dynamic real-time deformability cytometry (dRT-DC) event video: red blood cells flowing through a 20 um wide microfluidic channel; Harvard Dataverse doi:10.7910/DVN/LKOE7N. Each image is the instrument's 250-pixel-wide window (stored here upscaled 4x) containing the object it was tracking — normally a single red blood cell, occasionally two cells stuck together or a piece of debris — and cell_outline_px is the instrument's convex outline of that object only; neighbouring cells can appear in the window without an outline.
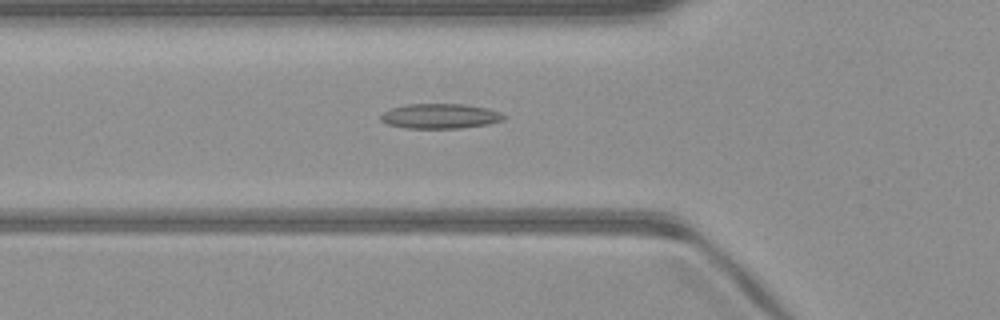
{"species": "common noctule bat (a hibernating species)", "species_latin": "Nyctalus noctula", "temperature_condition": "warm", "stored_images_in_passage": 51, "camera_frame_rate_fps": 3000, "um_per_image_px": 0.085, "animal": {"sex": "male", "body_mass_g": 23.1, "forearm_length_mm": 52.7}, "frame": {"image": 1, "passage_image": 18, "time_ms": 5.667, "image_size_px": [1000, 320], "cell_outline_px": [[508, 116], [504, 120], [488, 124], [460, 128], [404, 128], [388, 124], [380, 120], [380, 116], [384, 112], [392, 108], [404, 104], [464, 104], [488, 108], [500, 112]], "centroid_in_image_um": [37.44, 9.87], "position_along_channel_um": 88.4, "area_um2": 17.98}}
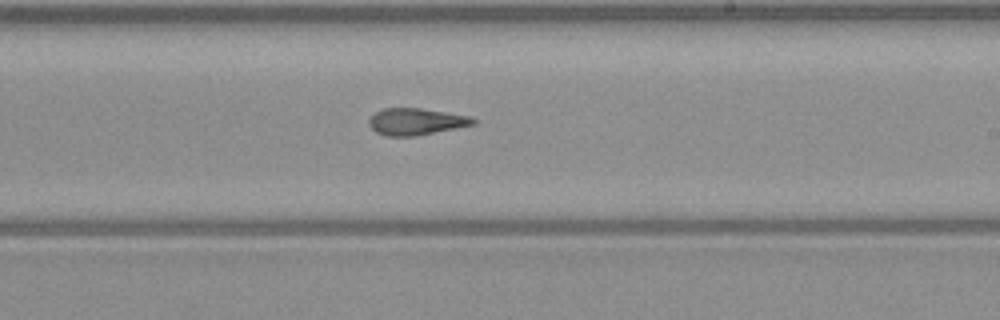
{"frame": {"image": 2, "passage_image": 30, "time_ms": 9.667, "image_size_px": [1000, 320], "cell_outline_px": [[476, 124], [416, 136], [384, 136], [376, 132], [368, 124], [368, 120], [376, 112], [384, 108], [420, 108], [472, 116], [476, 120]], "centroid_in_image_um": [35.37, 10.34], "position_along_channel_um": 253.6, "area_um2": 16.3}}
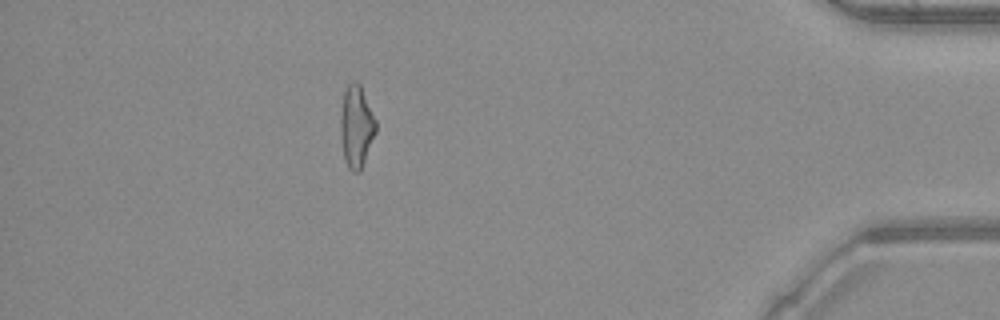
{"frame": {"image": 3, "passage_image": 45, "time_ms": 14.667, "image_size_px": [1000, 320], "cell_outline_px": [[376, 132], [360, 172], [352, 172], [348, 168], [344, 160], [340, 132], [340, 116], [344, 92], [348, 84], [352, 80], [356, 80], [360, 84], [376, 120]], "centroid_in_image_um": [30.28, 10.75], "position_along_channel_um": 404.9, "area_um2": 16.99}, "authors_computed_cell_mechanics": {"area_um2": 17.34, "velocity_mm_per_s": 4.1104, "shape_relaxation_time_tau1_ms": null, "shape_relaxation_time_tau2_ms": 3.4184, "deformation_change_tau1": null, "deformation_change_tau2": 0.1322}}